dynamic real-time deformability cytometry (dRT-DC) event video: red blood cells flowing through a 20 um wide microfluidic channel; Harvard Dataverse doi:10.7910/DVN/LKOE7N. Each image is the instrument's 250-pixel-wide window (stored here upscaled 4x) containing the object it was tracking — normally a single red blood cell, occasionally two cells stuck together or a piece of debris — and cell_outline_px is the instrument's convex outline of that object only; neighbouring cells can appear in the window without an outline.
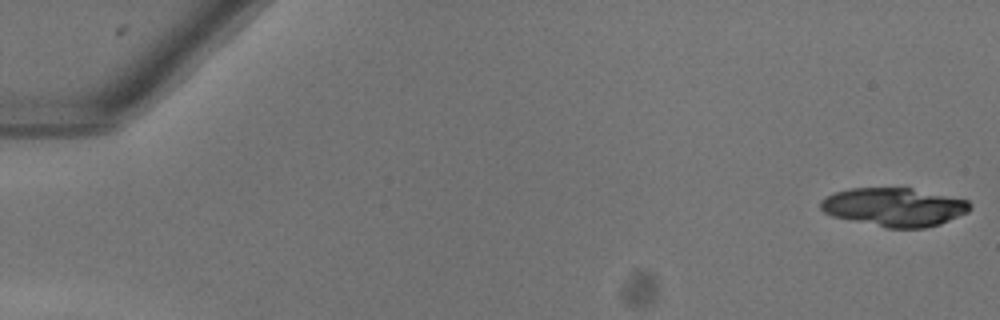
{"species": "common noctule bat (a hibernating species)", "species_latin": "Nyctalus noctula", "temperature_condition": "warm", "stored_images_in_passage": 17, "camera_frame_rate_fps": 3000, "um_per_image_px": 0.085, "animal": {"sex": "female"}, "frame": {"image": 1, "passage_image": 1, "time_ms": 0.0, "image_size_px": [1000, 320], "cell_outline_px": [[972, 208], [968, 212], [940, 224], [924, 228], [884, 228], [832, 216], [824, 212], [820, 208], [820, 200], [836, 192], [848, 188], [912, 188], [968, 200], [972, 204]], "centroid_in_image_um": [76.02, 17.61], "position_along_channel_um": 9.0, "area_um2": 33.64}}